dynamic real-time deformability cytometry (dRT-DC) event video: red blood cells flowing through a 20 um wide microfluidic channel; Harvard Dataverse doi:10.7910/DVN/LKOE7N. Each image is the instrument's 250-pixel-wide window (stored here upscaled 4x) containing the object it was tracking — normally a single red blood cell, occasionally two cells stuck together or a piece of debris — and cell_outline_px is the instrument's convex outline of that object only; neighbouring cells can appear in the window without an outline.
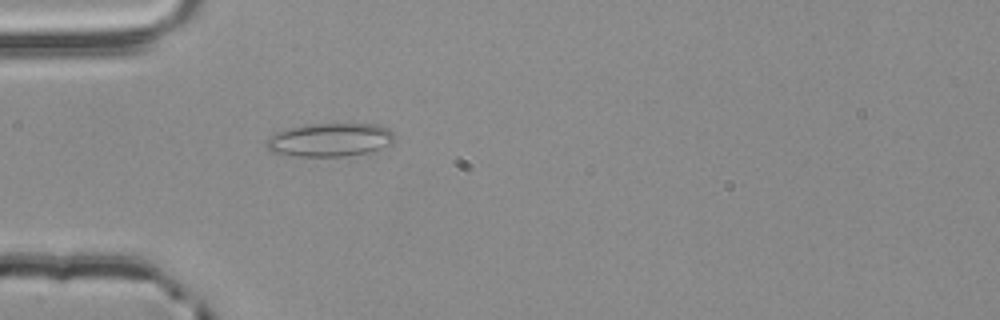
{"species": "common noctule bat (a hibernating species)", "species_latin": "Nyctalus noctula", "temperature_condition": "room temperature", "stored_images_in_passage": 2, "camera_frame_rate_fps": 3000, "um_per_image_px": 0.085, "animal": {"sex": "male", "body_mass_g": 20.4}, "frame": {"image": 1, "passage_image": 2, "time_ms": 0.333, "image_size_px": [1000, 320], "cell_outline_px": [[392, 144], [368, 152], [344, 156], [296, 156], [276, 152], [268, 148], [264, 144], [276, 132], [288, 128], [308, 124], [376, 124], [388, 128], [392, 132]], "centroid_in_image_um": [28.05, 11.88], "position_along_channel_um": 56.9, "area_um2": 24.57}}